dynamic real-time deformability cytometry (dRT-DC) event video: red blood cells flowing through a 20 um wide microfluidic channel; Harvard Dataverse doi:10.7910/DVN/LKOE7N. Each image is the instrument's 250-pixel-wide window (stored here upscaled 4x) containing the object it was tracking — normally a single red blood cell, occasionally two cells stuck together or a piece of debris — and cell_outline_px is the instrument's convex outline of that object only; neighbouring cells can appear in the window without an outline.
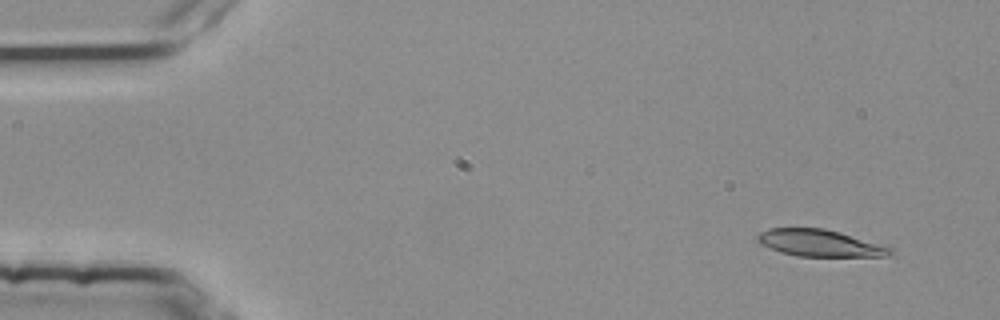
{"species": "common noctule bat (a hibernating species)", "species_latin": "Nyctalus noctula", "temperature_condition": "room temperature", "stored_images_in_passage": 5, "camera_frame_rate_fps": 3000, "um_per_image_px": 0.085, "animal": {"sex": "female", "body_mass_g": 25.1}, "frame": {"image": 1, "passage_image": 1, "time_ms": 0.0, "image_size_px": [1000, 320], "cell_outline_px": [[892, 252], [888, 256], [796, 256], [780, 252], [760, 244], [756, 240], [756, 236], [760, 232], [768, 228], [824, 228], [840, 232], [892, 248]], "centroid_in_image_um": [69.62, 20.66], "position_along_channel_um": 15.4, "area_um2": 20.63}}
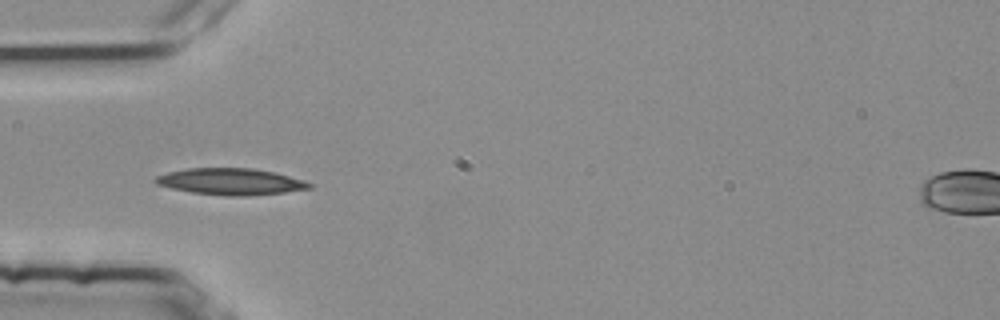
{"frame": {"image": 2, "passage_image": 4, "time_ms": 1.0, "image_size_px": [1000, 320], "cell_outline_px": [[312, 188], [284, 192], [248, 196], [228, 196], [192, 192], [172, 188], [156, 184], [152, 180], [156, 176], [168, 172], [188, 168], [252, 168], [272, 172], [304, 180], [312, 184]], "centroid_in_image_um": [19.59, 15.43], "position_along_channel_um": 65.4, "area_um2": 23.64}}
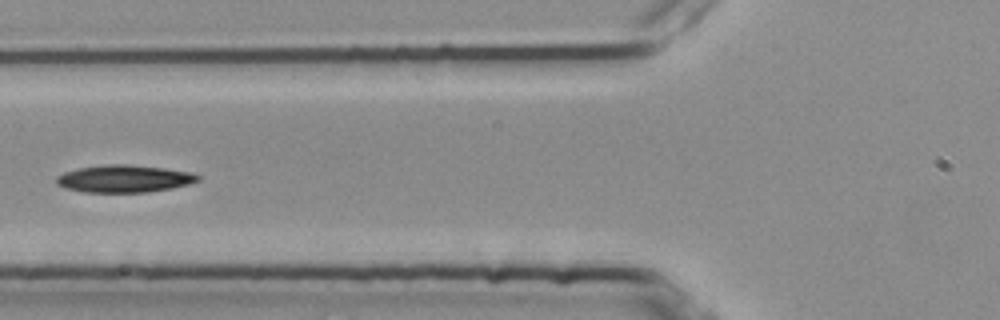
{"frame": {"image": 3, "passage_image": 5, "time_ms": 1.333, "image_size_px": [1000, 320], "cell_outline_px": [[200, 180], [188, 184], [172, 188], [148, 192], [84, 192], [64, 188], [56, 184], [56, 176], [64, 172], [80, 168], [104, 164], [124, 164], [164, 168], [188, 172], [200, 176]], "centroid_in_image_um": [10.52, 15.19], "position_along_channel_um": 115.3, "area_um2": 22.48}}